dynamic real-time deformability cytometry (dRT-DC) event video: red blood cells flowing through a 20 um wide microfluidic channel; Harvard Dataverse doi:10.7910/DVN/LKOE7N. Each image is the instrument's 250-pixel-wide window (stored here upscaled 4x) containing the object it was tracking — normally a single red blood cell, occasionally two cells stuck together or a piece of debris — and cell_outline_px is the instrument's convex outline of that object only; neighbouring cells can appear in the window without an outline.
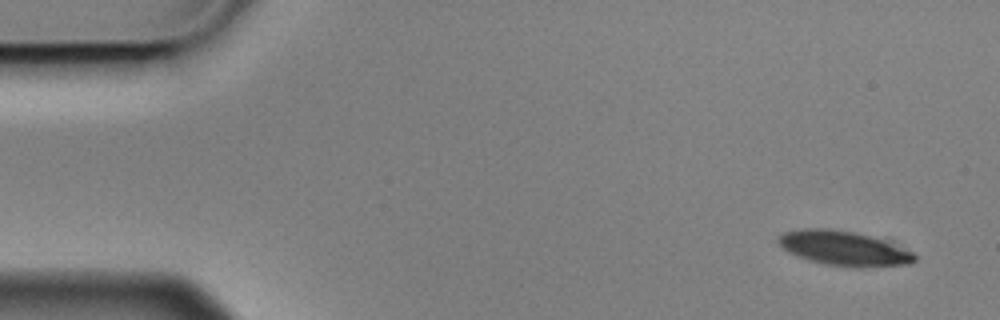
{"species": "Egyptian fruit bat (a non-hibernating species)", "species_latin": "Rousettus aegyptiacus", "temperature_condition": "cold", "stored_images_in_passage": 8, "camera_frame_rate_fps": 3000, "um_per_image_px": 0.085, "animal": {"sex": "male"}, "frame": {"image": 1, "passage_image": 1, "time_ms": 0.0, "image_size_px": [1000, 320], "cell_outline_px": [[916, 260], [912, 264], [860, 268], [856, 268], [828, 264], [808, 260], [788, 252], [776, 240], [776, 236], [784, 232], [800, 228], [832, 228], [852, 232], [868, 236], [880, 240], [912, 252], [916, 256]], "centroid_in_image_um": [71.67, 21.11], "position_along_channel_um": 13.3, "area_um2": 27.28}}
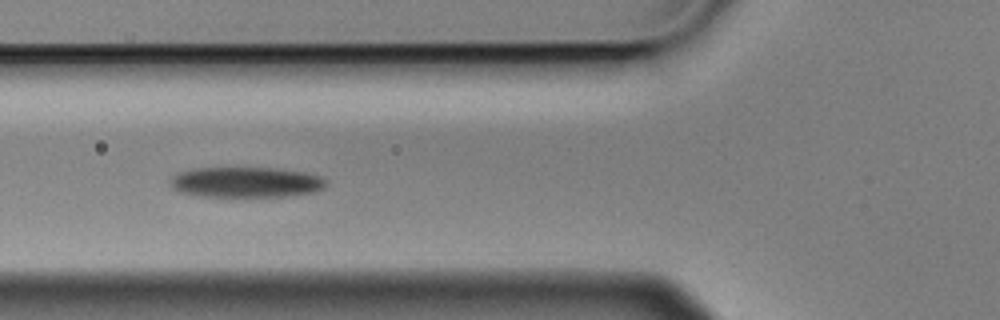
{"frame": {"image": 2, "passage_image": 6, "time_ms": 1.667, "image_size_px": [1000, 320], "cell_outline_px": [[328, 184], [324, 188], [312, 192], [284, 196], [200, 196], [180, 192], [172, 188], [172, 176], [180, 172], [192, 168], [276, 168], [304, 172], [320, 176], [328, 180]], "centroid_in_image_um": [20.93, 15.48], "position_along_channel_um": 104.9, "area_um2": 27.51}}
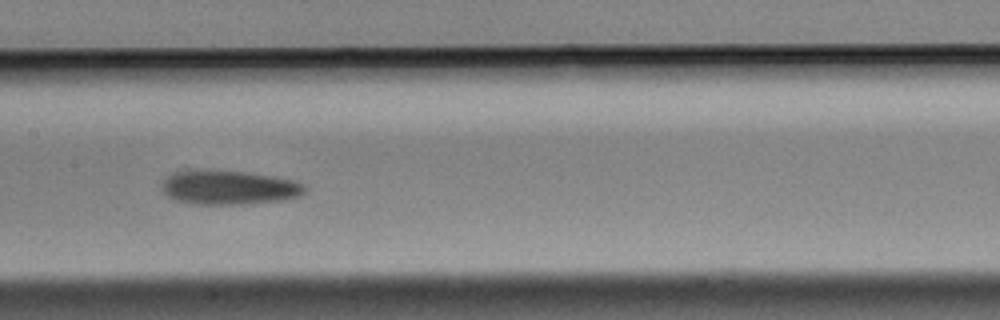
{"frame": {"image": 3, "passage_image": 8, "time_ms": 2.333, "image_size_px": [1000, 320], "cell_outline_px": [[304, 192], [300, 196], [284, 200], [240, 204], [196, 204], [176, 200], [168, 196], [164, 192], [160, 184], [172, 172], [208, 168], [244, 172], [276, 176], [292, 180], [304, 184]], "centroid_in_image_um": [19.43, 15.91], "position_along_channel_um": 188.0, "area_um2": 28.78}}